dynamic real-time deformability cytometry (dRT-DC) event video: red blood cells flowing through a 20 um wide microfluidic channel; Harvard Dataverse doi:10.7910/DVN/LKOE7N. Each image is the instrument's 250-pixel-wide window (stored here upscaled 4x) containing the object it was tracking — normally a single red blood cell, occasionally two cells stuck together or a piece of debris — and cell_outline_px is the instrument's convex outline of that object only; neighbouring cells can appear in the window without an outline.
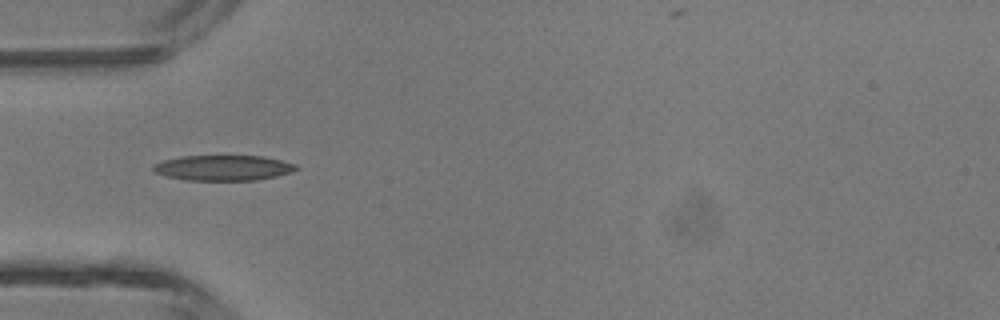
{"species": "common noctule bat (a hibernating species)", "species_latin": "Nyctalus noctula", "temperature_condition": "room temperature", "stored_images_in_passage": 3, "camera_frame_rate_fps": 3000, "um_per_image_px": 0.085, "animal": {"sex": "male", "body_mass_g": 13.3}, "frame": {"image": 1, "passage_image": 3, "time_ms": 3.0, "image_size_px": [1000, 320], "cell_outline_px": [[300, 168], [292, 172], [276, 176], [256, 180], [184, 180], [168, 176], [156, 172], [152, 168], [156, 164], [164, 160], [180, 156], [264, 156], [296, 164]], "centroid_in_image_um": [19.02, 14.26], "position_along_channel_um": 66.0, "area_um2": 20.98}}